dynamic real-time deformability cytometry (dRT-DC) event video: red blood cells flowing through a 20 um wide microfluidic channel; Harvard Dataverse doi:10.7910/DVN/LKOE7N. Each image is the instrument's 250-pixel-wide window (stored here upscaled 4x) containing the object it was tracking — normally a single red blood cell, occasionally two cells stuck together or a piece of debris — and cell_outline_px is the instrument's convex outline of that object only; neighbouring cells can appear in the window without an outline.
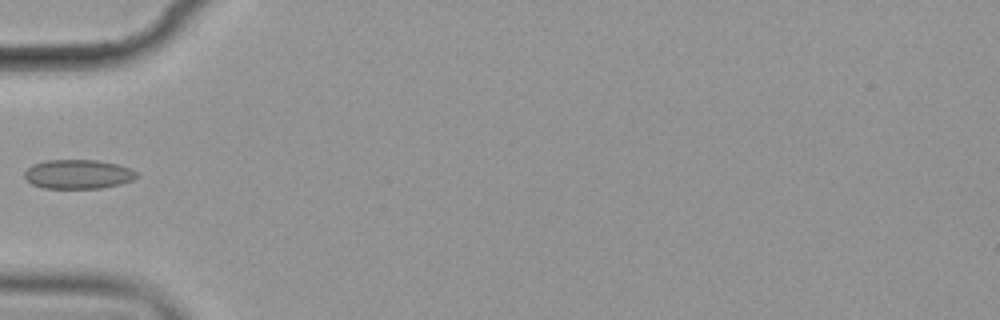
{"species": "common noctule bat (a hibernating species)", "species_latin": "Nyctalus noctula", "temperature_condition": "cold", "stored_images_in_passage": 15, "camera_frame_rate_fps": 3000, "um_per_image_px": 0.085, "animal": {"sex": "female", "body_mass_g": 19.9}, "frame": {"image": 1, "passage_image": 5, "time_ms": 5.667, "image_size_px": [1000, 320], "cell_outline_px": [[140, 176], [132, 180], [120, 184], [100, 188], [44, 188], [32, 184], [24, 176], [24, 172], [32, 164], [48, 160], [96, 160], [116, 164], [140, 172]], "centroid_in_image_um": [6.66, 14.8], "position_along_channel_um": 78.3, "area_um2": 19.07}}
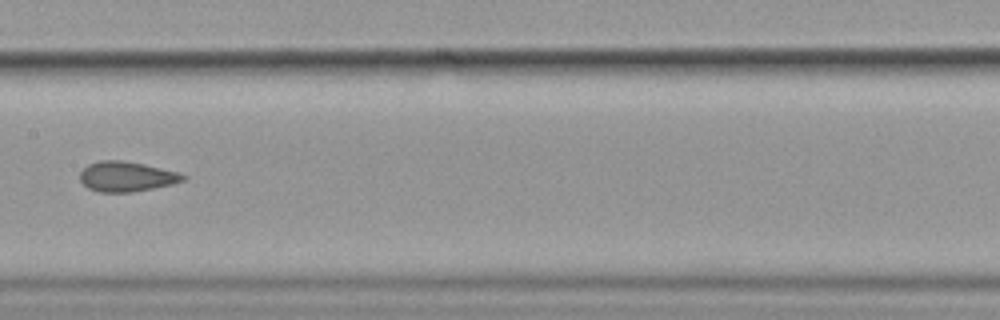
{"frame": {"image": 2, "passage_image": 8, "time_ms": 9.0, "image_size_px": [1000, 320], "cell_outline_px": [[188, 176], [184, 180], [172, 184], [132, 192], [100, 192], [88, 188], [80, 180], [80, 172], [88, 164], [100, 160], [120, 160], [144, 164], [180, 172]], "centroid_in_image_um": [10.77, 15.0], "position_along_channel_um": 196.6, "area_um2": 18.03}}
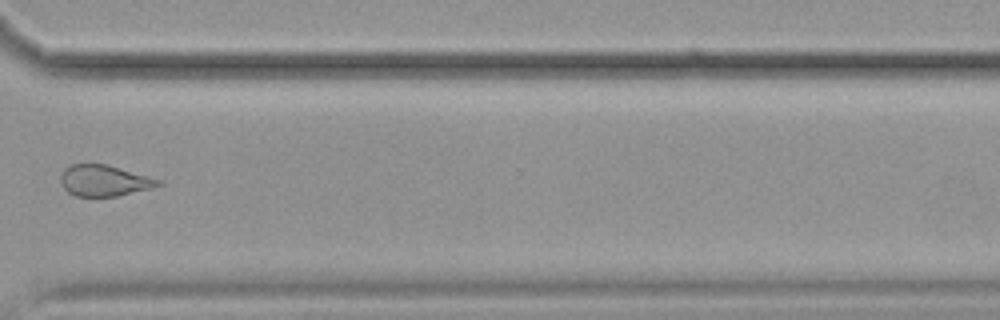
{"frame": {"image": 3, "passage_image": 12, "time_ms": 13.667, "image_size_px": [1000, 320], "cell_outline_px": [[164, 184], [152, 188], [116, 196], [76, 196], [68, 192], [60, 184], [60, 176], [64, 168], [72, 164], [104, 164], [148, 176], [160, 180]], "centroid_in_image_um": [8.83, 15.35], "position_along_channel_um": 361.8, "area_um2": 17.57}, "authors_computed_cell_mechanics": {"area_um2": 19.074, "velocity_mm_per_s": 3.5505, "shape_relaxation_time_tau1_ms": 5.1188, "shape_relaxation_time_tau2_ms": 2.4267, "deformation_change_tau1": 0.0818, "deformation_change_tau2": 0.0745}}